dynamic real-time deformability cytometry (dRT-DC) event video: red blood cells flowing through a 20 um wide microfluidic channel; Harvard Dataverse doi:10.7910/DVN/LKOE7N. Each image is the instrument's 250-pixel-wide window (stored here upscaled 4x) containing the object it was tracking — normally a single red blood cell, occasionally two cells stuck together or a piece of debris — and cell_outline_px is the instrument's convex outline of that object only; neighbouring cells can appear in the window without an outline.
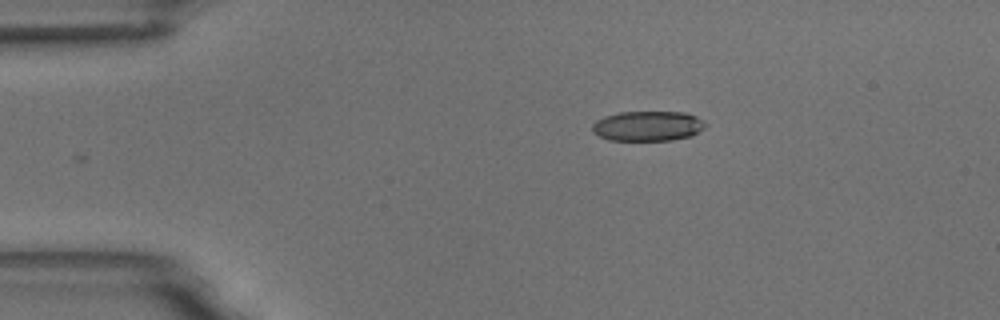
{"species": "common noctule bat (a hibernating species)", "species_latin": "Nyctalus noctula", "temperature_condition": "room temperature", "stored_images_in_passage": 2, "camera_frame_rate_fps": 3000, "um_per_image_px": 0.085, "animal": {"sex": "male", "body_mass_g": 18.8}, "frame": {"image": 1, "passage_image": 2, "time_ms": 1.0, "image_size_px": [1000, 320], "cell_outline_px": [[708, 124], [704, 128], [692, 136], [672, 140], [608, 140], [592, 132], [592, 124], [596, 120], [604, 116], [620, 112], [684, 112], [696, 116], [704, 120]], "centroid_in_image_um": [55.08, 10.71], "position_along_channel_um": 29.9, "area_um2": 19.94}}